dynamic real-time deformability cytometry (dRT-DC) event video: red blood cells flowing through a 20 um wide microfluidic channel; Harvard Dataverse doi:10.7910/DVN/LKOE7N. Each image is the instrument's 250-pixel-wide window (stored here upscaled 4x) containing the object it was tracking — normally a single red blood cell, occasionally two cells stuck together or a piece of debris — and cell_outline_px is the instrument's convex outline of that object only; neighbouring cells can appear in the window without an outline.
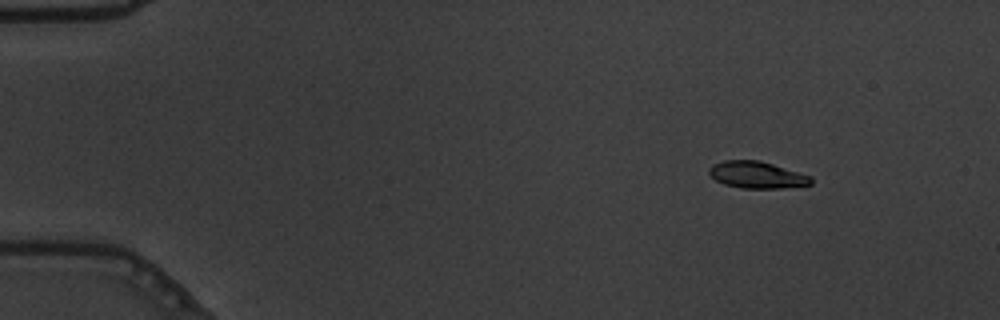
{"species": "common noctule bat (a hibernating species)", "species_latin": "Nyctalus noctula", "temperature_condition": "warm", "stored_images_in_passage": 57, "camera_frame_rate_fps": 3000, "um_per_image_px": 0.085, "animal": {"sex": "male", "body_mass_g": 19.5, "forearm_length_mm": 54.6}, "frame": {"image": 1, "passage_image": 8, "time_ms": 2.333, "image_size_px": [1000, 320], "cell_outline_px": [[812, 184], [784, 188], [740, 188], [724, 184], [716, 180], [708, 172], [708, 168], [712, 164], [724, 160], [760, 160], [812, 176]], "centroid_in_image_um": [64.33, 14.86], "position_along_channel_um": 20.7, "area_um2": 16.01}}
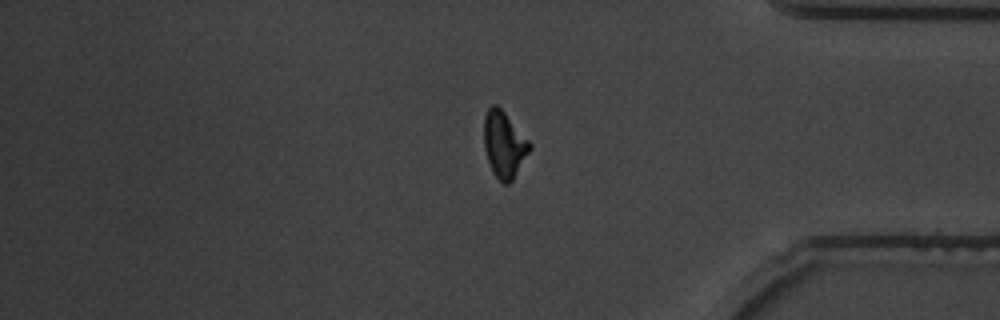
{"frame": {"image": 2, "passage_image": 48, "time_ms": 15.667, "image_size_px": [1000, 320], "cell_outline_px": [[532, 148], [512, 180], [508, 184], [504, 184], [496, 176], [488, 160], [484, 148], [484, 116], [488, 108], [492, 104], [496, 104], [504, 112], [532, 144]], "centroid_in_image_um": [42.85, 12.26], "position_along_channel_um": 392.3, "area_um2": 17.4}}
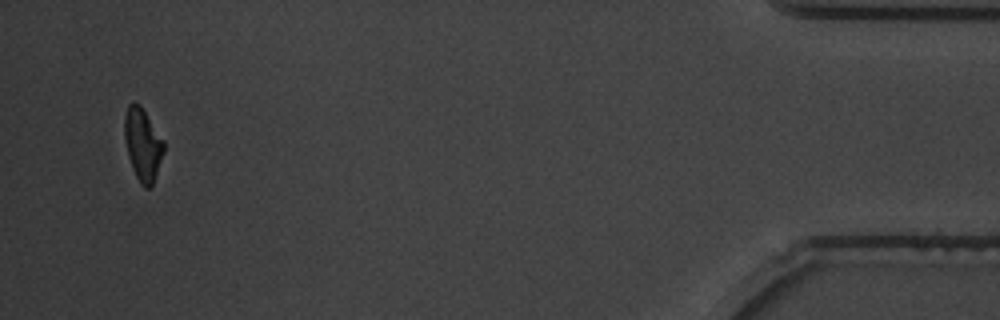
{"frame": {"image": 3, "passage_image": 55, "time_ms": 18.0, "image_size_px": [1000, 320], "cell_outline_px": [[164, 152], [152, 184], [148, 188], [144, 188], [140, 184], [132, 168], [128, 156], [124, 136], [124, 116], [128, 104], [132, 100], [140, 104], [164, 140]], "centroid_in_image_um": [12.11, 12.23], "position_along_channel_um": 423.1, "area_um2": 16.65}, "authors_computed_cell_mechanics": {"area_um2": 16.9354, "velocity_mm_per_s": 3.6913, "shape_relaxation_time_tau1_ms": 3.1976, "shape_relaxation_time_tau2_ms": 2.7867, "deformation_change_tau1": 0.157, "deformation_change_tau2": 0.1013}}